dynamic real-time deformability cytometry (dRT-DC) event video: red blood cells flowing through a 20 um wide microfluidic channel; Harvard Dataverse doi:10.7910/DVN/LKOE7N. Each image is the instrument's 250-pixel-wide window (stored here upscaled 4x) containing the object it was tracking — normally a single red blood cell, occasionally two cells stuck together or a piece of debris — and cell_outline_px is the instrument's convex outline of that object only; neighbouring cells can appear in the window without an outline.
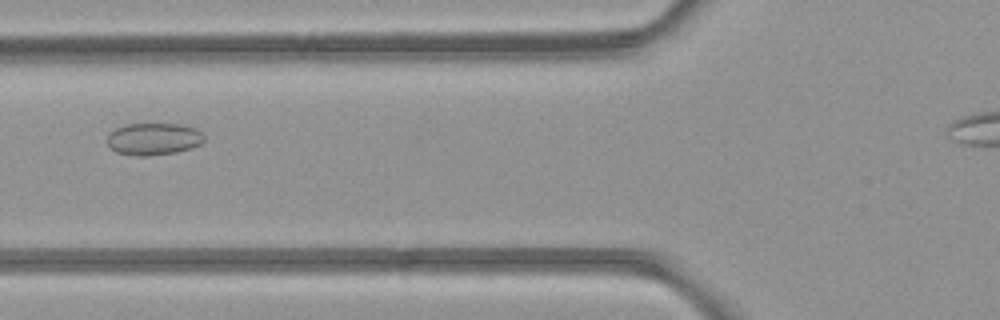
{"species": "common noctule bat (a hibernating species)", "species_latin": "Nyctalus noctula", "temperature_condition": "room temperature", "stored_images_in_passage": 32, "camera_frame_rate_fps": 3000, "um_per_image_px": 0.085, "animal": {"sex": "female", "body_mass_g": 21.9}, "frame": {"image": 1, "passage_image": 7, "time_ms": 2.0, "image_size_px": [1000, 320], "cell_outline_px": [[204, 140], [200, 144], [192, 148], [176, 152], [148, 156], [136, 156], [116, 152], [108, 144], [108, 136], [116, 128], [124, 124], [180, 124], [196, 128], [204, 136]], "centroid_in_image_um": [13.07, 11.81], "position_along_channel_um": 112.7, "area_um2": 18.09}}
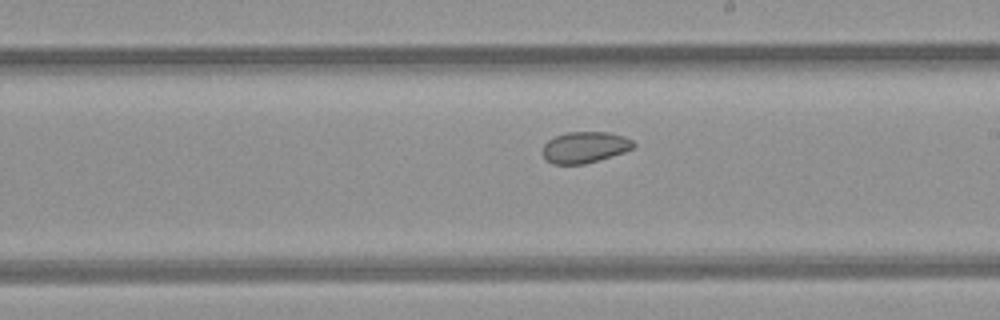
{"frame": {"image": 2, "passage_image": 16, "time_ms": 5.0, "image_size_px": [1000, 320], "cell_outline_px": [[636, 144], [632, 148], [624, 152], [612, 156], [584, 164], [552, 164], [544, 156], [544, 144], [548, 140], [556, 136], [568, 132], [608, 132], [624, 136], [632, 140]], "centroid_in_image_um": [49.73, 12.51], "position_along_channel_um": 239.3, "area_um2": 16.36}}
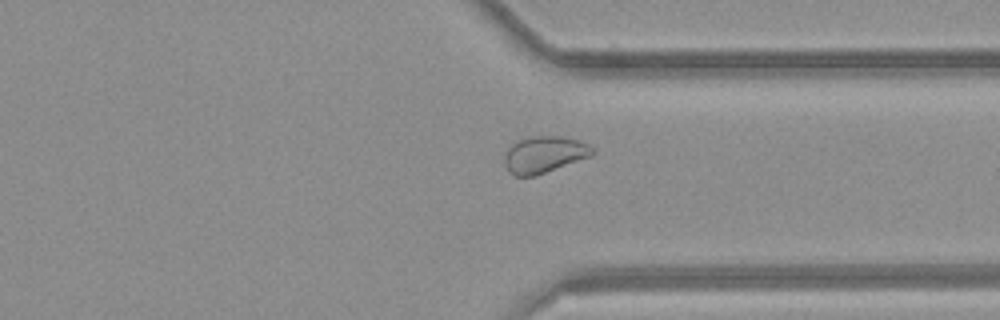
{"frame": {"image": 3, "passage_image": 25, "time_ms": 8.0, "image_size_px": [1000, 320], "cell_outline_px": [[596, 152], [592, 156], [536, 176], [516, 176], [508, 172], [504, 164], [504, 156], [508, 148], [512, 144], [520, 140], [532, 136], [560, 136], [576, 140], [588, 144], [596, 148]], "centroid_in_image_um": [46.28, 13.15], "position_along_channel_um": 365.1, "area_um2": 18.96}, "authors_computed_cell_mechanics": {"area_um2": 17.8602, "velocity_mm_per_s": 4.2092, "shape_relaxation_time_tau1_ms": null, "shape_relaxation_time_tau2_ms": 3.0638, "deformation_change_tau1": null, "deformation_change_tau2": 0.0659}}